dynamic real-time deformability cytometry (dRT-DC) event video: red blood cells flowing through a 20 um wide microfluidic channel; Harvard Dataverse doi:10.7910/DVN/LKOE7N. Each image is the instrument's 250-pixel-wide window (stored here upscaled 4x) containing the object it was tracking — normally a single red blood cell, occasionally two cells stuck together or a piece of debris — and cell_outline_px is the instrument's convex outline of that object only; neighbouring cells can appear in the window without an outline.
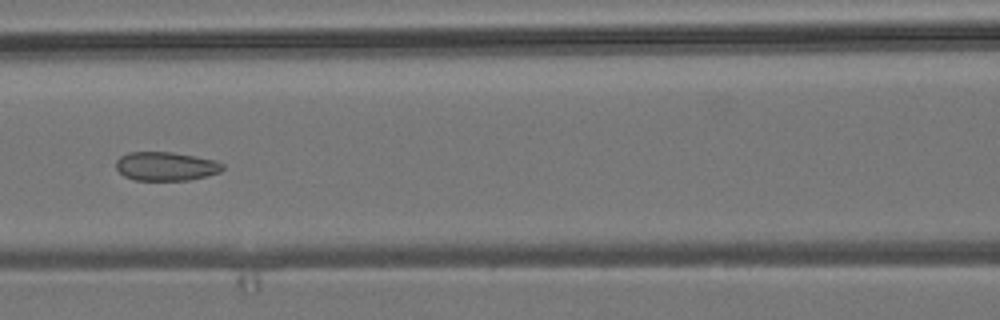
{"species": "common noctule bat (a hibernating species)", "species_latin": "Nyctalus noctula", "temperature_condition": "room temperature", "stored_images_in_passage": 8, "camera_frame_rate_fps": 3000, "um_per_image_px": 0.085, "animal": {"sex": "male", "body_mass_g": 19.2, "forearm_length_mm": 51.8}, "frame": {"image": 1, "passage_image": 7, "time_ms": 7.0, "image_size_px": [1000, 320], "cell_outline_px": [[224, 168], [220, 172], [188, 180], [136, 180], [124, 176], [116, 168], [116, 160], [120, 156], [128, 152], [172, 152], [216, 160], [224, 164]], "centroid_in_image_um": [14.09, 14.13], "position_along_channel_um": 152.5, "area_um2": 17.86}}
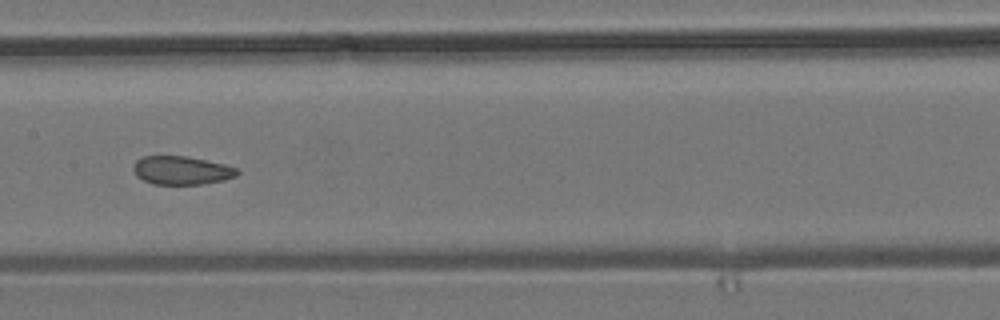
{"frame": {"image": 2, "passage_image": 8, "time_ms": 8.0, "image_size_px": [1000, 320], "cell_outline_px": [[240, 172], [236, 176], [224, 180], [204, 184], [152, 184], [136, 176], [132, 168], [136, 160], [144, 156], [184, 156], [224, 164], [236, 168]], "centroid_in_image_um": [15.42, 14.49], "position_along_channel_um": 192.0, "area_um2": 17.17}}